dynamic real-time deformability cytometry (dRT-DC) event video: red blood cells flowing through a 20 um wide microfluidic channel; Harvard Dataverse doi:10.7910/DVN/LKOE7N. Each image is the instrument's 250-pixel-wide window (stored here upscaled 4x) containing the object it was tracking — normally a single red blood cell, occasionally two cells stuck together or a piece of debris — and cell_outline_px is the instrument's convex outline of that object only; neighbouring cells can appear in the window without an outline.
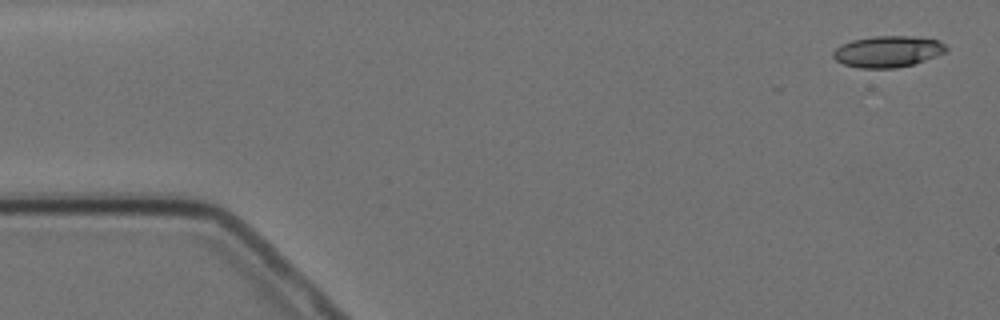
{"species": "Egyptian fruit bat (a non-hibernating species)", "species_latin": "Rousettus aegyptiacus", "temperature_condition": "cold", "stored_images_in_passage": 4, "camera_frame_rate_fps": 3000, "um_per_image_px": 0.085, "animal": {"sex": "female"}, "frame": {"image": 1, "passage_image": 1, "time_ms": 0.0, "image_size_px": [1000, 320], "cell_outline_px": [[948, 48], [944, 52], [936, 56], [912, 64], [896, 68], [860, 68], [844, 64], [836, 60], [832, 56], [832, 52], [840, 44], [852, 40], [872, 36], [912, 36], [936, 40], [944, 44]], "centroid_in_image_um": [75.41, 4.37], "position_along_channel_um": 9.6, "area_um2": 20.52}}
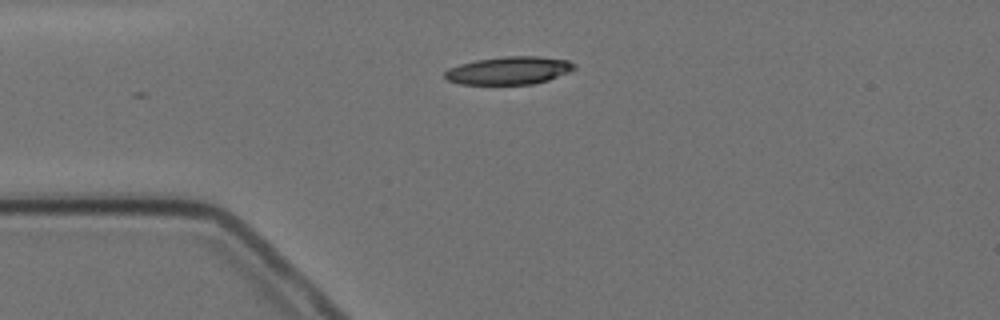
{"frame": {"image": 2, "passage_image": 4, "time_ms": 3.667, "image_size_px": [1000, 320], "cell_outline_px": [[576, 68], [568, 72], [548, 80], [532, 84], [460, 84], [448, 80], [444, 76], [444, 72], [448, 68], [460, 64], [476, 60], [504, 56], [540, 56], [568, 60], [576, 64]], "centroid_in_image_um": [43.27, 5.98], "position_along_channel_um": 41.7, "area_um2": 21.04}}